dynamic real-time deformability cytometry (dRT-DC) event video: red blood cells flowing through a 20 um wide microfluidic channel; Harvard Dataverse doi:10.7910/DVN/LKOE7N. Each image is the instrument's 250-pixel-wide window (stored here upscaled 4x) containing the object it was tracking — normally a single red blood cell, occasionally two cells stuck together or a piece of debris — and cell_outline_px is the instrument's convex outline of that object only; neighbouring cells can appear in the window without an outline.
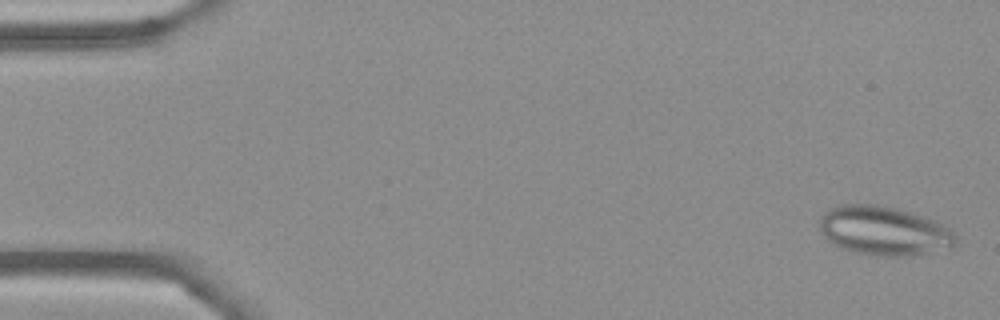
{"species": "Egyptian fruit bat (a non-hibernating species)", "species_latin": "Rousettus aegyptiacus", "temperature_condition": "cold", "stored_images_in_passage": 10, "camera_frame_rate_fps": 3000, "um_per_image_px": 0.085, "frame": {"image": 1, "passage_image": 2, "time_ms": 0.333, "image_size_px": [1000, 320], "cell_outline_px": [[956, 244], [952, 248], [912, 256], [872, 256], [852, 252], [840, 248], [832, 244], [824, 236], [820, 228], [820, 216], [828, 208], [840, 204], [876, 204], [896, 208], [924, 216], [936, 220], [948, 228], [956, 236]], "centroid_in_image_um": [75.13, 19.63], "position_along_channel_um": 9.9, "area_um2": 39.54}}